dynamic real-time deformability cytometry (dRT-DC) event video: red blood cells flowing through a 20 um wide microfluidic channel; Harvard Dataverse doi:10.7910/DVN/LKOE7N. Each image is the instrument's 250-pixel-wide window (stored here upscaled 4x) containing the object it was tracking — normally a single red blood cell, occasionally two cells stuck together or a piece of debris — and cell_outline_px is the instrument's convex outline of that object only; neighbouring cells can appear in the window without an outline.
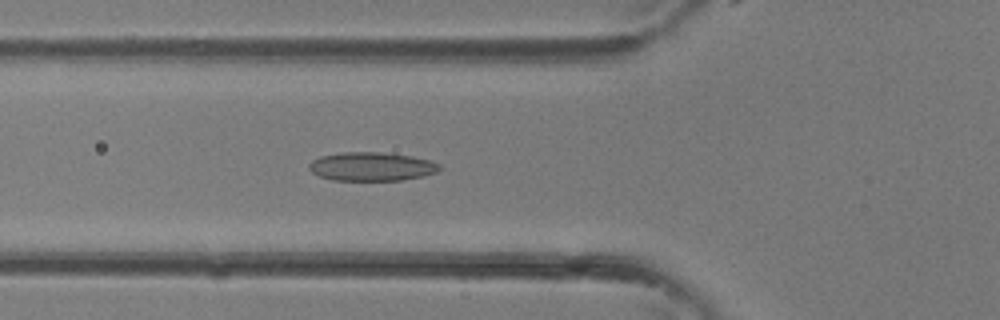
{"species": "common noctule bat (a hibernating species)", "species_latin": "Nyctalus noctula", "temperature_condition": "room temperature", "stored_images_in_passage": 34, "camera_frame_rate_fps": 3000, "um_per_image_px": 0.085, "animal": {"sex": "female"}, "frame": {"image": 1, "passage_image": 11, "time_ms": 3.333, "image_size_px": [1000, 320], "cell_outline_px": [[440, 168], [436, 172], [424, 176], [400, 180], [332, 180], [320, 176], [312, 172], [308, 168], [308, 164], [312, 160], [320, 156], [340, 152], [380, 152], [412, 156], [428, 160], [440, 164]], "centroid_in_image_um": [31.56, 14.15], "position_along_channel_um": 94.2, "area_um2": 21.79}}
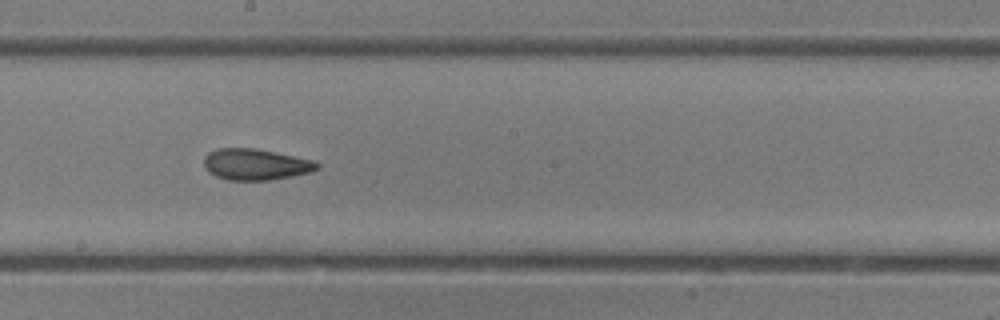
{"frame": {"image": 2, "passage_image": 18, "time_ms": 5.667, "image_size_px": [1000, 320], "cell_outline_px": [[320, 168], [308, 172], [292, 176], [272, 180], [228, 180], [216, 176], [208, 172], [204, 168], [204, 156], [208, 152], [216, 148], [256, 148], [316, 160], [320, 164]], "centroid_in_image_um": [21.73, 13.96], "position_along_channel_um": 226.5, "area_um2": 20.87}}
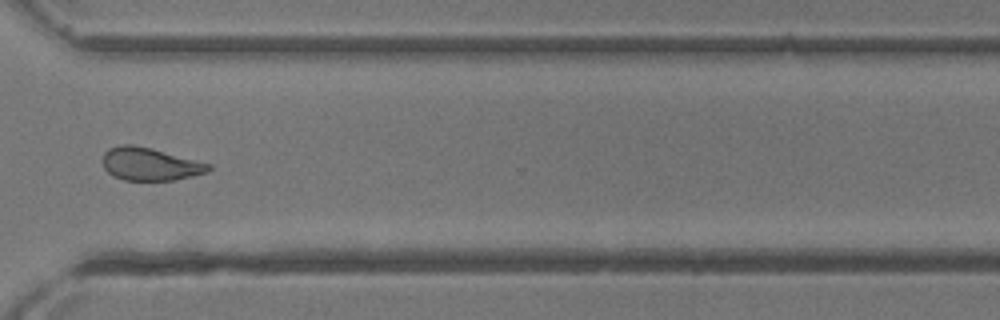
{"frame": {"image": 3, "passage_image": 25, "time_ms": 8.0, "image_size_px": [1000, 320], "cell_outline_px": [[212, 168], [208, 172], [192, 176], [172, 180], [124, 180], [112, 176], [104, 168], [104, 152], [108, 148], [120, 144], [132, 144], [152, 148], [212, 164]], "centroid_in_image_um": [12.76, 13.94], "position_along_channel_um": 357.8, "area_um2": 20.35}}